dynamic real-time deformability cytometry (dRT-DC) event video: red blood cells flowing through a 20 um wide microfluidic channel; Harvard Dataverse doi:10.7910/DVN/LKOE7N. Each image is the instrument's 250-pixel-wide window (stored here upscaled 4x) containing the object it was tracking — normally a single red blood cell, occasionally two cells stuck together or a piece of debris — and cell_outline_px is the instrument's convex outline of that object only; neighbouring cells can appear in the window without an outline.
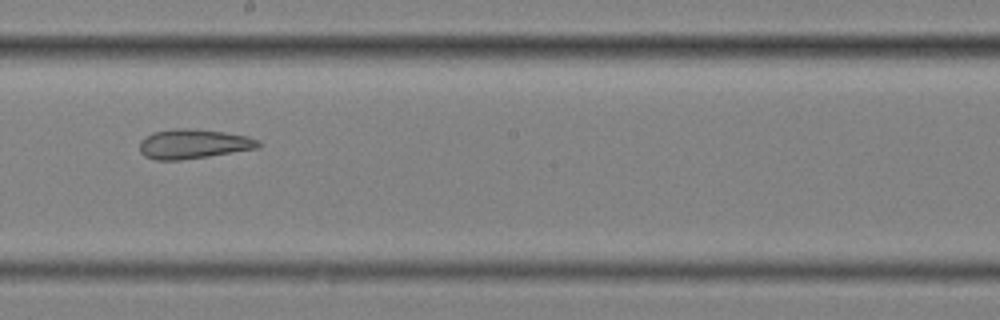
{"species": "common noctule bat (a hibernating species)", "species_latin": "Nyctalus noctula", "temperature_condition": "cold", "stored_images_in_passage": 15, "camera_frame_rate_fps": 3000, "um_per_image_px": 0.085, "animal": {"sex": "female", "body_mass_g": 25.1}, "frame": {"image": 1, "passage_image": 9, "time_ms": 2.667, "image_size_px": [1000, 320], "cell_outline_px": [[260, 148], [208, 156], [180, 160], [156, 160], [144, 156], [140, 152], [140, 140], [152, 132], [176, 128], [188, 128], [224, 132], [248, 136], [260, 140]], "centroid_in_image_um": [16.44, 12.23], "position_along_channel_um": 231.8, "area_um2": 20.52}}
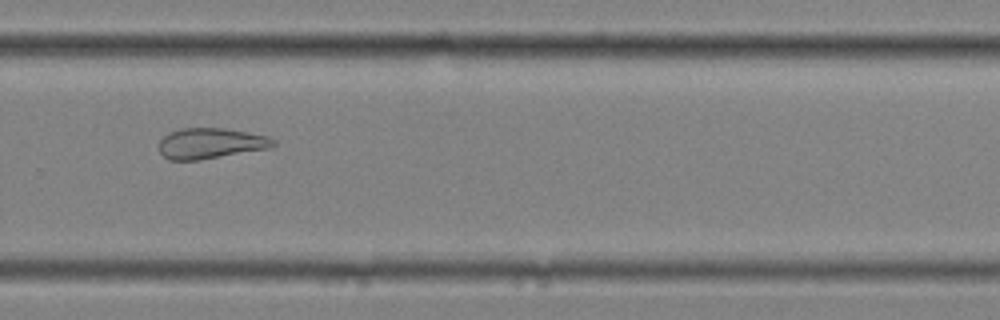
{"frame": {"image": 2, "passage_image": 11, "time_ms": 3.333, "image_size_px": [1000, 320], "cell_outline_px": [[276, 144], [268, 148], [200, 160], [168, 160], [160, 152], [160, 140], [168, 132], [180, 128], [224, 128], [248, 132], [268, 136], [276, 140]], "centroid_in_image_um": [17.89, 12.18], "position_along_channel_um": 311.9, "area_um2": 20.4}}